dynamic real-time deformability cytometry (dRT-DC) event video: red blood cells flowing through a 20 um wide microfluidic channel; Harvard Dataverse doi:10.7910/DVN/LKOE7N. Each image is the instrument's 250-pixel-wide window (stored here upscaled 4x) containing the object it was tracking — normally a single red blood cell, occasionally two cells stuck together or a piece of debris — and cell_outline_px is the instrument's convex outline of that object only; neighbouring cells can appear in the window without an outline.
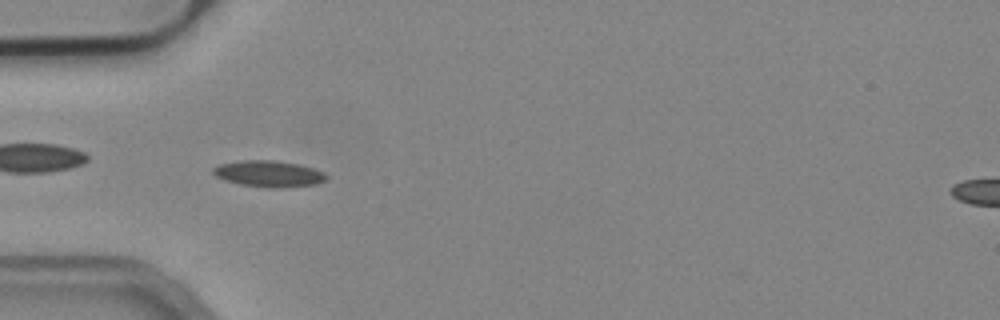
{"species": "common noctule bat (a hibernating species)", "species_latin": "Nyctalus noctula", "temperature_condition": "cold", "stored_images_in_passage": 53, "camera_frame_rate_fps": 3000, "um_per_image_px": 0.085, "animal": {"sex": "male", "body_mass_g": 19.2, "forearm_length_mm": 51.8}, "frame": {"image": 1, "passage_image": 16, "time_ms": 5.0, "image_size_px": [1000, 320], "cell_outline_px": [[328, 176], [324, 180], [316, 184], [280, 188], [268, 188], [240, 184], [224, 180], [216, 176], [212, 172], [212, 168], [220, 164], [240, 160], [272, 160], [296, 164], [312, 168], [324, 172]], "centroid_in_image_um": [22.81, 14.77], "position_along_channel_um": 62.2, "area_um2": 17.28}}
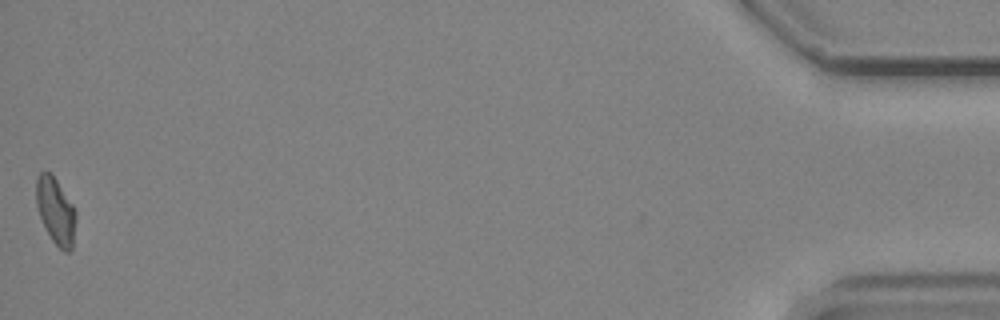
{"frame": {"image": 2, "passage_image": 53, "time_ms": 17.333, "image_size_px": [1000, 320], "cell_outline_px": [[76, 220], [72, 248], [68, 252], [64, 252], [52, 240], [40, 216], [36, 204], [36, 176], [40, 172], [52, 172], [76, 208]], "centroid_in_image_um": [4.75, 17.88], "position_along_channel_um": 430.5, "area_um2": 15.55}, "authors_computed_cell_mechanics": {"area_um2": 15.7794, "velocity_mm_per_s": 3.8103, "shape_relaxation_time_tau1_ms": 9.9888, "shape_relaxation_time_tau2_ms": 9.0047, "deformation_change_tau1": 0.1682, "deformation_change_tau2": 0.1263}}